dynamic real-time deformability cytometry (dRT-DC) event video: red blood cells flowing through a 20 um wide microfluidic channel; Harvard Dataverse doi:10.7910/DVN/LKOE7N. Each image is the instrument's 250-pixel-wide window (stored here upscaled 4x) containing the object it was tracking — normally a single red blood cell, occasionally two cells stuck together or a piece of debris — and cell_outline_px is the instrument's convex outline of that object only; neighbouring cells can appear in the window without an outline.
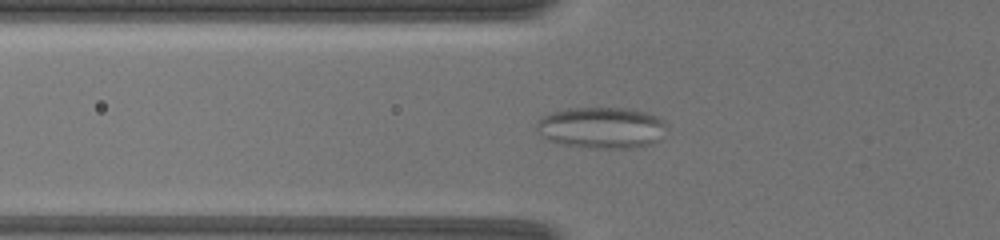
{"species": "common noctule bat (a hibernating species)", "species_latin": "Nyctalus noctula", "temperature_condition": "warm", "stored_images_in_passage": 57, "camera_frame_rate_fps": 3000, "um_per_image_px": 0.085, "animal": {"sex": "female", "body_mass_g": 19.5, "forearm_length_mm": 54.1}, "frame": {"image": 1, "passage_image": 4, "time_ms": 0.667, "image_size_px": [1000, 240], "cell_outline_px": [[664, 124], [656, 140], [652, 144], [636, 148], [596, 148], [564, 144], [548, 140], [536, 132], [536, 124], [544, 116], [552, 112], [568, 108], [624, 108], [644, 112], [656, 116], [664, 120]], "centroid_in_image_um": [51.07, 10.85], "position_along_channel_um": 74.7, "area_um2": 30.81}}
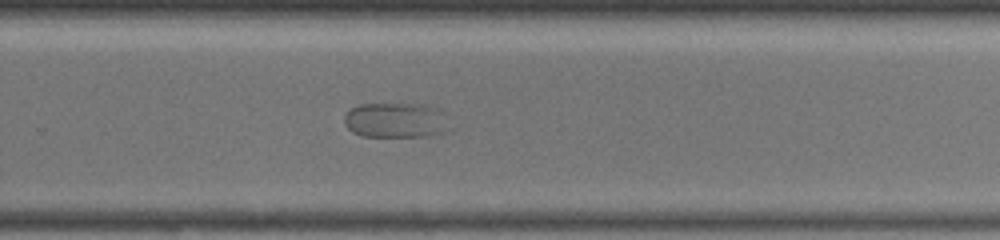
{"frame": {"image": 2, "passage_image": 32, "time_ms": 6.0, "image_size_px": [1000, 240], "cell_outline_px": [[456, 128], [444, 132], [428, 136], [360, 136], [352, 132], [344, 124], [344, 116], [352, 108], [360, 104], [420, 104], [432, 108]], "centroid_in_image_um": [33.62, 10.25], "position_along_channel_um": 296.2, "area_um2": 21.39}}
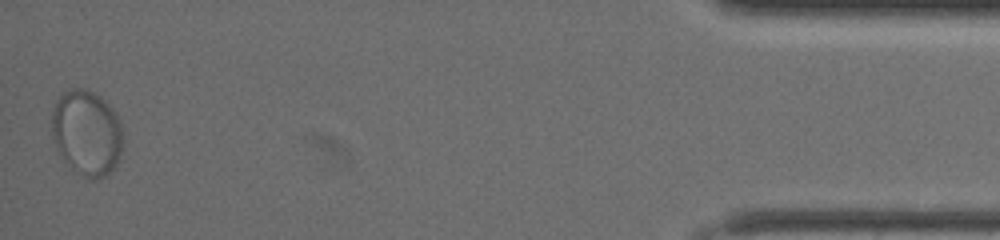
{"frame": {"image": 3, "passage_image": 56, "time_ms": 11.0, "image_size_px": [1000, 240], "cell_outline_px": [[120, 156], [116, 168], [104, 176], [96, 180], [88, 180], [60, 156], [56, 148], [52, 132], [52, 112], [60, 96], [64, 92], [72, 88], [84, 88], [100, 96], [112, 108], [120, 124]], "centroid_in_image_um": [7.36, 11.3], "position_along_channel_um": 427.8, "area_um2": 34.97}}